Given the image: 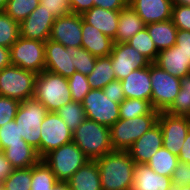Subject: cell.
Here are the masks:
<instances>
[{
    "label": "cell",
    "instance_id": "38",
    "mask_svg": "<svg viewBox=\"0 0 190 190\" xmlns=\"http://www.w3.org/2000/svg\"><path fill=\"white\" fill-rule=\"evenodd\" d=\"M72 101L82 103L84 97L90 92L87 75L75 72L72 76L67 78Z\"/></svg>",
    "mask_w": 190,
    "mask_h": 190
},
{
    "label": "cell",
    "instance_id": "30",
    "mask_svg": "<svg viewBox=\"0 0 190 190\" xmlns=\"http://www.w3.org/2000/svg\"><path fill=\"white\" fill-rule=\"evenodd\" d=\"M180 85L178 95L165 112L175 116L190 117V74L180 78Z\"/></svg>",
    "mask_w": 190,
    "mask_h": 190
},
{
    "label": "cell",
    "instance_id": "48",
    "mask_svg": "<svg viewBox=\"0 0 190 190\" xmlns=\"http://www.w3.org/2000/svg\"><path fill=\"white\" fill-rule=\"evenodd\" d=\"M179 162H185L190 164V129L187 132L183 146L181 147L178 155Z\"/></svg>",
    "mask_w": 190,
    "mask_h": 190
},
{
    "label": "cell",
    "instance_id": "54",
    "mask_svg": "<svg viewBox=\"0 0 190 190\" xmlns=\"http://www.w3.org/2000/svg\"><path fill=\"white\" fill-rule=\"evenodd\" d=\"M168 190H181V186L180 185H176V184H172Z\"/></svg>",
    "mask_w": 190,
    "mask_h": 190
},
{
    "label": "cell",
    "instance_id": "51",
    "mask_svg": "<svg viewBox=\"0 0 190 190\" xmlns=\"http://www.w3.org/2000/svg\"><path fill=\"white\" fill-rule=\"evenodd\" d=\"M52 190H71L67 181H58Z\"/></svg>",
    "mask_w": 190,
    "mask_h": 190
},
{
    "label": "cell",
    "instance_id": "19",
    "mask_svg": "<svg viewBox=\"0 0 190 190\" xmlns=\"http://www.w3.org/2000/svg\"><path fill=\"white\" fill-rule=\"evenodd\" d=\"M125 98L142 99L151 103L150 66L135 69L121 80Z\"/></svg>",
    "mask_w": 190,
    "mask_h": 190
},
{
    "label": "cell",
    "instance_id": "33",
    "mask_svg": "<svg viewBox=\"0 0 190 190\" xmlns=\"http://www.w3.org/2000/svg\"><path fill=\"white\" fill-rule=\"evenodd\" d=\"M127 43L148 58L152 63L156 61L159 52L149 36L146 27L137 32Z\"/></svg>",
    "mask_w": 190,
    "mask_h": 190
},
{
    "label": "cell",
    "instance_id": "53",
    "mask_svg": "<svg viewBox=\"0 0 190 190\" xmlns=\"http://www.w3.org/2000/svg\"><path fill=\"white\" fill-rule=\"evenodd\" d=\"M8 0H0V11H4Z\"/></svg>",
    "mask_w": 190,
    "mask_h": 190
},
{
    "label": "cell",
    "instance_id": "39",
    "mask_svg": "<svg viewBox=\"0 0 190 190\" xmlns=\"http://www.w3.org/2000/svg\"><path fill=\"white\" fill-rule=\"evenodd\" d=\"M16 144L28 143L23 140L22 136L20 135V131L15 120H12L0 127V150L3 151L10 145Z\"/></svg>",
    "mask_w": 190,
    "mask_h": 190
},
{
    "label": "cell",
    "instance_id": "29",
    "mask_svg": "<svg viewBox=\"0 0 190 190\" xmlns=\"http://www.w3.org/2000/svg\"><path fill=\"white\" fill-rule=\"evenodd\" d=\"M179 163L178 156L168 149L160 148L149 160L147 165L157 174L170 177Z\"/></svg>",
    "mask_w": 190,
    "mask_h": 190
},
{
    "label": "cell",
    "instance_id": "41",
    "mask_svg": "<svg viewBox=\"0 0 190 190\" xmlns=\"http://www.w3.org/2000/svg\"><path fill=\"white\" fill-rule=\"evenodd\" d=\"M171 20L177 29L190 31V6L173 5Z\"/></svg>",
    "mask_w": 190,
    "mask_h": 190
},
{
    "label": "cell",
    "instance_id": "31",
    "mask_svg": "<svg viewBox=\"0 0 190 190\" xmlns=\"http://www.w3.org/2000/svg\"><path fill=\"white\" fill-rule=\"evenodd\" d=\"M154 110L151 103L142 99L125 98L119 104V115L122 119H131L145 114H159Z\"/></svg>",
    "mask_w": 190,
    "mask_h": 190
},
{
    "label": "cell",
    "instance_id": "34",
    "mask_svg": "<svg viewBox=\"0 0 190 190\" xmlns=\"http://www.w3.org/2000/svg\"><path fill=\"white\" fill-rule=\"evenodd\" d=\"M20 37L19 22L0 11V46L10 48Z\"/></svg>",
    "mask_w": 190,
    "mask_h": 190
},
{
    "label": "cell",
    "instance_id": "1",
    "mask_svg": "<svg viewBox=\"0 0 190 190\" xmlns=\"http://www.w3.org/2000/svg\"><path fill=\"white\" fill-rule=\"evenodd\" d=\"M96 56L82 47H65L48 39L45 42V70L69 78L75 72L89 75Z\"/></svg>",
    "mask_w": 190,
    "mask_h": 190
},
{
    "label": "cell",
    "instance_id": "20",
    "mask_svg": "<svg viewBox=\"0 0 190 190\" xmlns=\"http://www.w3.org/2000/svg\"><path fill=\"white\" fill-rule=\"evenodd\" d=\"M119 14L120 11H113L93 6L81 16L86 23L94 26L116 43Z\"/></svg>",
    "mask_w": 190,
    "mask_h": 190
},
{
    "label": "cell",
    "instance_id": "24",
    "mask_svg": "<svg viewBox=\"0 0 190 190\" xmlns=\"http://www.w3.org/2000/svg\"><path fill=\"white\" fill-rule=\"evenodd\" d=\"M67 182L71 190H102L96 161L87 162Z\"/></svg>",
    "mask_w": 190,
    "mask_h": 190
},
{
    "label": "cell",
    "instance_id": "55",
    "mask_svg": "<svg viewBox=\"0 0 190 190\" xmlns=\"http://www.w3.org/2000/svg\"><path fill=\"white\" fill-rule=\"evenodd\" d=\"M181 190H190V185L189 186H181Z\"/></svg>",
    "mask_w": 190,
    "mask_h": 190
},
{
    "label": "cell",
    "instance_id": "4",
    "mask_svg": "<svg viewBox=\"0 0 190 190\" xmlns=\"http://www.w3.org/2000/svg\"><path fill=\"white\" fill-rule=\"evenodd\" d=\"M34 98L49 112H56L72 101L67 78L47 70L37 74Z\"/></svg>",
    "mask_w": 190,
    "mask_h": 190
},
{
    "label": "cell",
    "instance_id": "21",
    "mask_svg": "<svg viewBox=\"0 0 190 190\" xmlns=\"http://www.w3.org/2000/svg\"><path fill=\"white\" fill-rule=\"evenodd\" d=\"M154 63L177 78L190 74V60L177 45L160 51Z\"/></svg>",
    "mask_w": 190,
    "mask_h": 190
},
{
    "label": "cell",
    "instance_id": "26",
    "mask_svg": "<svg viewBox=\"0 0 190 190\" xmlns=\"http://www.w3.org/2000/svg\"><path fill=\"white\" fill-rule=\"evenodd\" d=\"M3 154L13 169L29 168L41 160L37 150L29 144L10 145Z\"/></svg>",
    "mask_w": 190,
    "mask_h": 190
},
{
    "label": "cell",
    "instance_id": "13",
    "mask_svg": "<svg viewBox=\"0 0 190 190\" xmlns=\"http://www.w3.org/2000/svg\"><path fill=\"white\" fill-rule=\"evenodd\" d=\"M157 122L162 129L163 147L178 156L190 129V117L161 111Z\"/></svg>",
    "mask_w": 190,
    "mask_h": 190
},
{
    "label": "cell",
    "instance_id": "35",
    "mask_svg": "<svg viewBox=\"0 0 190 190\" xmlns=\"http://www.w3.org/2000/svg\"><path fill=\"white\" fill-rule=\"evenodd\" d=\"M56 113L72 131L86 119L85 110L82 103L79 102L71 101L62 106Z\"/></svg>",
    "mask_w": 190,
    "mask_h": 190
},
{
    "label": "cell",
    "instance_id": "46",
    "mask_svg": "<svg viewBox=\"0 0 190 190\" xmlns=\"http://www.w3.org/2000/svg\"><path fill=\"white\" fill-rule=\"evenodd\" d=\"M94 1L95 7L103 9L120 11L128 5V0H91Z\"/></svg>",
    "mask_w": 190,
    "mask_h": 190
},
{
    "label": "cell",
    "instance_id": "2",
    "mask_svg": "<svg viewBox=\"0 0 190 190\" xmlns=\"http://www.w3.org/2000/svg\"><path fill=\"white\" fill-rule=\"evenodd\" d=\"M95 161L102 190H132L135 162L128 151H112Z\"/></svg>",
    "mask_w": 190,
    "mask_h": 190
},
{
    "label": "cell",
    "instance_id": "37",
    "mask_svg": "<svg viewBox=\"0 0 190 190\" xmlns=\"http://www.w3.org/2000/svg\"><path fill=\"white\" fill-rule=\"evenodd\" d=\"M31 182L32 167L13 169L12 173L2 181L6 190H31Z\"/></svg>",
    "mask_w": 190,
    "mask_h": 190
},
{
    "label": "cell",
    "instance_id": "16",
    "mask_svg": "<svg viewBox=\"0 0 190 190\" xmlns=\"http://www.w3.org/2000/svg\"><path fill=\"white\" fill-rule=\"evenodd\" d=\"M49 39L65 47H81L82 16L70 13L57 17L52 25Z\"/></svg>",
    "mask_w": 190,
    "mask_h": 190
},
{
    "label": "cell",
    "instance_id": "43",
    "mask_svg": "<svg viewBox=\"0 0 190 190\" xmlns=\"http://www.w3.org/2000/svg\"><path fill=\"white\" fill-rule=\"evenodd\" d=\"M173 184L180 186L190 185V164L179 162L171 176Z\"/></svg>",
    "mask_w": 190,
    "mask_h": 190
},
{
    "label": "cell",
    "instance_id": "44",
    "mask_svg": "<svg viewBox=\"0 0 190 190\" xmlns=\"http://www.w3.org/2000/svg\"><path fill=\"white\" fill-rule=\"evenodd\" d=\"M102 90L105 95L114 99L116 103L120 104L125 99L123 86L120 80L115 79L109 82Z\"/></svg>",
    "mask_w": 190,
    "mask_h": 190
},
{
    "label": "cell",
    "instance_id": "9",
    "mask_svg": "<svg viewBox=\"0 0 190 190\" xmlns=\"http://www.w3.org/2000/svg\"><path fill=\"white\" fill-rule=\"evenodd\" d=\"M150 80L153 109L159 112L166 111L180 91V78L174 77L153 62L150 64Z\"/></svg>",
    "mask_w": 190,
    "mask_h": 190
},
{
    "label": "cell",
    "instance_id": "36",
    "mask_svg": "<svg viewBox=\"0 0 190 190\" xmlns=\"http://www.w3.org/2000/svg\"><path fill=\"white\" fill-rule=\"evenodd\" d=\"M40 4V0H8L4 12L13 20L21 22Z\"/></svg>",
    "mask_w": 190,
    "mask_h": 190
},
{
    "label": "cell",
    "instance_id": "8",
    "mask_svg": "<svg viewBox=\"0 0 190 190\" xmlns=\"http://www.w3.org/2000/svg\"><path fill=\"white\" fill-rule=\"evenodd\" d=\"M37 73L10 65L0 70V95L20 102L34 97Z\"/></svg>",
    "mask_w": 190,
    "mask_h": 190
},
{
    "label": "cell",
    "instance_id": "40",
    "mask_svg": "<svg viewBox=\"0 0 190 190\" xmlns=\"http://www.w3.org/2000/svg\"><path fill=\"white\" fill-rule=\"evenodd\" d=\"M20 101L0 95V127L15 119Z\"/></svg>",
    "mask_w": 190,
    "mask_h": 190
},
{
    "label": "cell",
    "instance_id": "11",
    "mask_svg": "<svg viewBox=\"0 0 190 190\" xmlns=\"http://www.w3.org/2000/svg\"><path fill=\"white\" fill-rule=\"evenodd\" d=\"M82 106L87 119L111 127L119 119V103L105 95L102 89H91L84 97Z\"/></svg>",
    "mask_w": 190,
    "mask_h": 190
},
{
    "label": "cell",
    "instance_id": "56",
    "mask_svg": "<svg viewBox=\"0 0 190 190\" xmlns=\"http://www.w3.org/2000/svg\"><path fill=\"white\" fill-rule=\"evenodd\" d=\"M3 189V183L0 181V190Z\"/></svg>",
    "mask_w": 190,
    "mask_h": 190
},
{
    "label": "cell",
    "instance_id": "6",
    "mask_svg": "<svg viewBox=\"0 0 190 190\" xmlns=\"http://www.w3.org/2000/svg\"><path fill=\"white\" fill-rule=\"evenodd\" d=\"M158 115L145 114L131 119L120 118L110 127L113 150L128 151L136 140L157 123Z\"/></svg>",
    "mask_w": 190,
    "mask_h": 190
},
{
    "label": "cell",
    "instance_id": "47",
    "mask_svg": "<svg viewBox=\"0 0 190 190\" xmlns=\"http://www.w3.org/2000/svg\"><path fill=\"white\" fill-rule=\"evenodd\" d=\"M71 13L82 15L94 6L91 0H68Z\"/></svg>",
    "mask_w": 190,
    "mask_h": 190
},
{
    "label": "cell",
    "instance_id": "15",
    "mask_svg": "<svg viewBox=\"0 0 190 190\" xmlns=\"http://www.w3.org/2000/svg\"><path fill=\"white\" fill-rule=\"evenodd\" d=\"M56 17L41 4L19 23L20 36L25 39L46 42L50 38Z\"/></svg>",
    "mask_w": 190,
    "mask_h": 190
},
{
    "label": "cell",
    "instance_id": "45",
    "mask_svg": "<svg viewBox=\"0 0 190 190\" xmlns=\"http://www.w3.org/2000/svg\"><path fill=\"white\" fill-rule=\"evenodd\" d=\"M175 45L179 46V50L190 60V31L178 29Z\"/></svg>",
    "mask_w": 190,
    "mask_h": 190
},
{
    "label": "cell",
    "instance_id": "23",
    "mask_svg": "<svg viewBox=\"0 0 190 190\" xmlns=\"http://www.w3.org/2000/svg\"><path fill=\"white\" fill-rule=\"evenodd\" d=\"M170 177L155 173L147 164L135 163L132 190H168Z\"/></svg>",
    "mask_w": 190,
    "mask_h": 190
},
{
    "label": "cell",
    "instance_id": "32",
    "mask_svg": "<svg viewBox=\"0 0 190 190\" xmlns=\"http://www.w3.org/2000/svg\"><path fill=\"white\" fill-rule=\"evenodd\" d=\"M57 182L54 173L42 160L32 166L31 190H52Z\"/></svg>",
    "mask_w": 190,
    "mask_h": 190
},
{
    "label": "cell",
    "instance_id": "27",
    "mask_svg": "<svg viewBox=\"0 0 190 190\" xmlns=\"http://www.w3.org/2000/svg\"><path fill=\"white\" fill-rule=\"evenodd\" d=\"M149 36L155 43L158 52L169 49L176 43L178 29L172 20L145 25Z\"/></svg>",
    "mask_w": 190,
    "mask_h": 190
},
{
    "label": "cell",
    "instance_id": "7",
    "mask_svg": "<svg viewBox=\"0 0 190 190\" xmlns=\"http://www.w3.org/2000/svg\"><path fill=\"white\" fill-rule=\"evenodd\" d=\"M41 160L51 169L58 181H68L90 161L73 141L50 151Z\"/></svg>",
    "mask_w": 190,
    "mask_h": 190
},
{
    "label": "cell",
    "instance_id": "17",
    "mask_svg": "<svg viewBox=\"0 0 190 190\" xmlns=\"http://www.w3.org/2000/svg\"><path fill=\"white\" fill-rule=\"evenodd\" d=\"M162 147V129L157 122L133 143L128 152L135 163L147 164L151 157Z\"/></svg>",
    "mask_w": 190,
    "mask_h": 190
},
{
    "label": "cell",
    "instance_id": "12",
    "mask_svg": "<svg viewBox=\"0 0 190 190\" xmlns=\"http://www.w3.org/2000/svg\"><path fill=\"white\" fill-rule=\"evenodd\" d=\"M40 158L50 151L72 142L73 131L56 112H48L41 123Z\"/></svg>",
    "mask_w": 190,
    "mask_h": 190
},
{
    "label": "cell",
    "instance_id": "22",
    "mask_svg": "<svg viewBox=\"0 0 190 190\" xmlns=\"http://www.w3.org/2000/svg\"><path fill=\"white\" fill-rule=\"evenodd\" d=\"M114 41L82 18L81 47L96 57H107L112 51Z\"/></svg>",
    "mask_w": 190,
    "mask_h": 190
},
{
    "label": "cell",
    "instance_id": "10",
    "mask_svg": "<svg viewBox=\"0 0 190 190\" xmlns=\"http://www.w3.org/2000/svg\"><path fill=\"white\" fill-rule=\"evenodd\" d=\"M11 63L41 73L45 70V42L19 37L10 47Z\"/></svg>",
    "mask_w": 190,
    "mask_h": 190
},
{
    "label": "cell",
    "instance_id": "3",
    "mask_svg": "<svg viewBox=\"0 0 190 190\" xmlns=\"http://www.w3.org/2000/svg\"><path fill=\"white\" fill-rule=\"evenodd\" d=\"M72 141L90 161H95L114 151L111 144L110 127L87 118L73 131Z\"/></svg>",
    "mask_w": 190,
    "mask_h": 190
},
{
    "label": "cell",
    "instance_id": "14",
    "mask_svg": "<svg viewBox=\"0 0 190 190\" xmlns=\"http://www.w3.org/2000/svg\"><path fill=\"white\" fill-rule=\"evenodd\" d=\"M109 56L116 79L120 81L135 69L150 66L152 63L129 43H114Z\"/></svg>",
    "mask_w": 190,
    "mask_h": 190
},
{
    "label": "cell",
    "instance_id": "52",
    "mask_svg": "<svg viewBox=\"0 0 190 190\" xmlns=\"http://www.w3.org/2000/svg\"><path fill=\"white\" fill-rule=\"evenodd\" d=\"M173 5L190 6V0H171Z\"/></svg>",
    "mask_w": 190,
    "mask_h": 190
},
{
    "label": "cell",
    "instance_id": "25",
    "mask_svg": "<svg viewBox=\"0 0 190 190\" xmlns=\"http://www.w3.org/2000/svg\"><path fill=\"white\" fill-rule=\"evenodd\" d=\"M143 28H145V23L128 4L120 10L116 43H127Z\"/></svg>",
    "mask_w": 190,
    "mask_h": 190
},
{
    "label": "cell",
    "instance_id": "28",
    "mask_svg": "<svg viewBox=\"0 0 190 190\" xmlns=\"http://www.w3.org/2000/svg\"><path fill=\"white\" fill-rule=\"evenodd\" d=\"M91 89H103L109 82L116 79L111 58L97 57L93 71L87 75Z\"/></svg>",
    "mask_w": 190,
    "mask_h": 190
},
{
    "label": "cell",
    "instance_id": "5",
    "mask_svg": "<svg viewBox=\"0 0 190 190\" xmlns=\"http://www.w3.org/2000/svg\"><path fill=\"white\" fill-rule=\"evenodd\" d=\"M48 112L47 108L33 97L20 103L14 119L23 140L37 150L39 157L41 123Z\"/></svg>",
    "mask_w": 190,
    "mask_h": 190
},
{
    "label": "cell",
    "instance_id": "18",
    "mask_svg": "<svg viewBox=\"0 0 190 190\" xmlns=\"http://www.w3.org/2000/svg\"><path fill=\"white\" fill-rule=\"evenodd\" d=\"M128 4L145 25L171 19V0H128Z\"/></svg>",
    "mask_w": 190,
    "mask_h": 190
},
{
    "label": "cell",
    "instance_id": "42",
    "mask_svg": "<svg viewBox=\"0 0 190 190\" xmlns=\"http://www.w3.org/2000/svg\"><path fill=\"white\" fill-rule=\"evenodd\" d=\"M40 4L56 18L71 13L68 0H40Z\"/></svg>",
    "mask_w": 190,
    "mask_h": 190
},
{
    "label": "cell",
    "instance_id": "49",
    "mask_svg": "<svg viewBox=\"0 0 190 190\" xmlns=\"http://www.w3.org/2000/svg\"><path fill=\"white\" fill-rule=\"evenodd\" d=\"M13 171L11 164L6 160L3 151L0 150V181L2 182Z\"/></svg>",
    "mask_w": 190,
    "mask_h": 190
},
{
    "label": "cell",
    "instance_id": "50",
    "mask_svg": "<svg viewBox=\"0 0 190 190\" xmlns=\"http://www.w3.org/2000/svg\"><path fill=\"white\" fill-rule=\"evenodd\" d=\"M12 65L10 48L0 46V70Z\"/></svg>",
    "mask_w": 190,
    "mask_h": 190
}]
</instances>
